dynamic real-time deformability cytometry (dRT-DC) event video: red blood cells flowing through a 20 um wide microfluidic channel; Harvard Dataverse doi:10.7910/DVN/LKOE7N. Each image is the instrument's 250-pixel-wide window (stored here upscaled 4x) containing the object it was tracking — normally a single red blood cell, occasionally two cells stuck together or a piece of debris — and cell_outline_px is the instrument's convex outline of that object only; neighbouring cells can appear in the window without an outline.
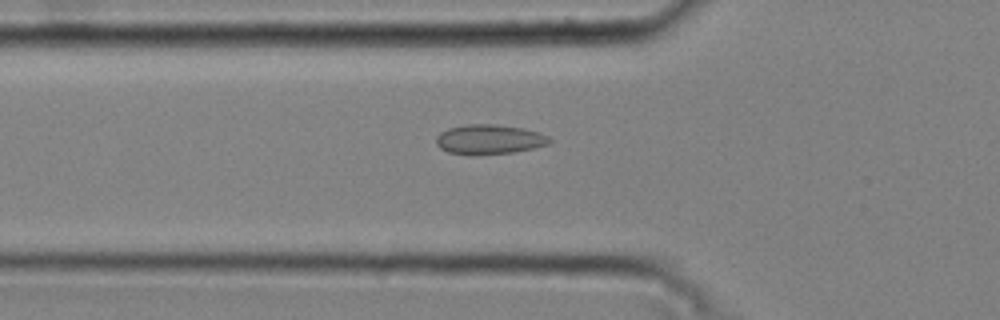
{"species": "common noctule bat (a hibernating species)", "species_latin": "Nyctalus noctula", "temperature_condition": "cold", "stored_images_in_passage": 44, "camera_frame_rate_fps": 3000, "um_per_image_px": 0.085, "animal": {"sex": "male", "body_mass_g": 20.4}, "frame": {"image": 1, "passage_image": 14, "time_ms": 4.333, "image_size_px": [1000, 320], "cell_outline_px": [[552, 140], [548, 144], [532, 148], [512, 152], [448, 152], [440, 148], [436, 144], [436, 136], [440, 132], [448, 128], [468, 124], [496, 124], [524, 128], [540, 132], [548, 136]], "centroid_in_image_um": [41.61, 11.79], "position_along_channel_um": 84.2, "area_um2": 18.9}}
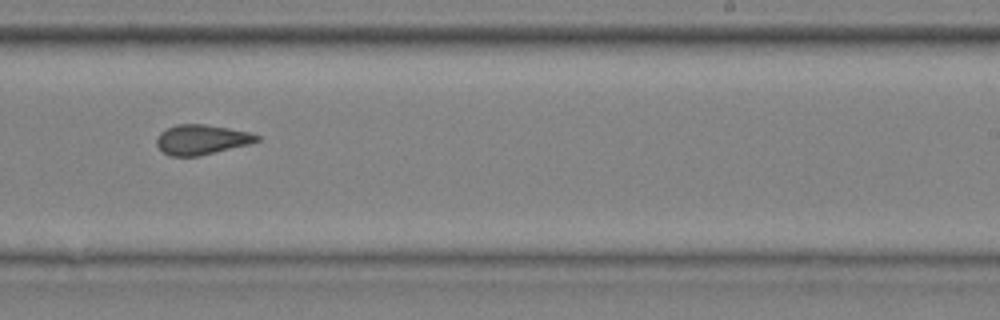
{"frame": {"image": 2, "passage_image": 29, "time_ms": 9.333, "image_size_px": [1000, 320], "cell_outline_px": [[260, 140], [248, 144], [200, 156], [168, 156], [156, 144], [156, 140], [160, 132], [176, 124], [204, 124], [228, 128], [248, 132], [260, 136]], "centroid_in_image_um": [17.11, 11.87], "position_along_channel_um": 271.9, "area_um2": 17.34}}
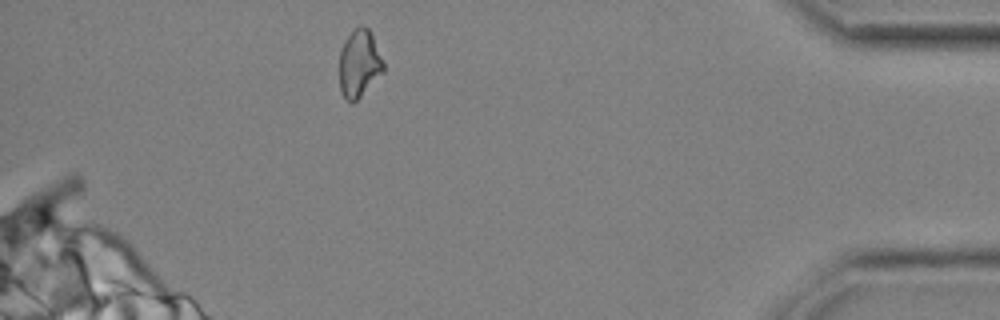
{"frame": {"image": 3, "passage_image": 43, "time_ms": 14.0, "image_size_px": [1000, 320], "cell_outline_px": [[384, 72], [352, 104], [344, 96], [340, 88], [340, 48], [344, 40], [360, 24], [364, 24], [368, 28], [372, 36], [384, 64]], "centroid_in_image_um": [30.53, 5.39], "position_along_channel_um": 404.7, "area_um2": 17.11}, "authors_computed_cell_mechanics": {"area_um2": 18.1203, "velocity_mm_per_s": 3.7524, "shape_relaxation_time_tau1_ms": 7.5855, "shape_relaxation_time_tau2_ms": 2.1392, "deformation_change_tau1": 0.0964, "deformation_change_tau2": 0.0935}}